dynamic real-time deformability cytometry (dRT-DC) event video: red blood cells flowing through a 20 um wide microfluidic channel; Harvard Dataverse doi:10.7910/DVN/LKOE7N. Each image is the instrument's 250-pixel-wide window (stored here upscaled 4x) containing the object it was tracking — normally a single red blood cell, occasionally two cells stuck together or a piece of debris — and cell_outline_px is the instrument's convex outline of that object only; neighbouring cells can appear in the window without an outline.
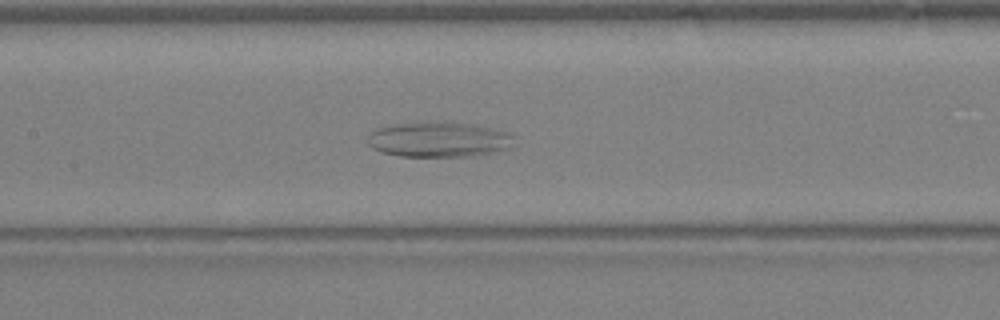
{"species": "Egyptian fruit bat (a non-hibernating species)", "species_latin": "Rousettus aegyptiacus", "temperature_condition": "warm", "stored_images_in_passage": 43, "camera_frame_rate_fps": 3000, "um_per_image_px": 0.085, "animal": {"sex": "female"}, "frame": {"image": 1, "passage_image": 20, "time_ms": 6.333, "image_size_px": [1000, 320], "cell_outline_px": [[512, 136], [508, 148], [492, 152], [472, 156], [400, 156], [384, 152], [372, 148], [368, 144], [368, 136], [376, 128], [392, 124], [436, 120], [440, 120], [472, 124], [508, 132]], "centroid_in_image_um": [37.23, 11.83], "position_along_channel_um": 170.2, "area_um2": 30.06}}
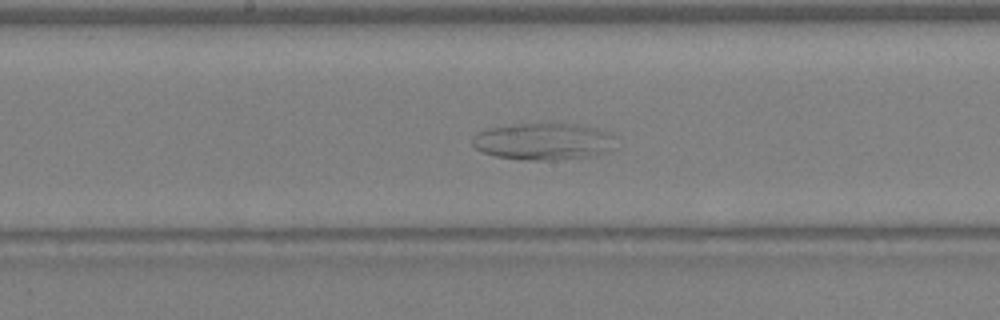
{"frame": {"image": 2, "passage_image": 22, "time_ms": 7.0, "image_size_px": [1000, 320], "cell_outline_px": [[612, 136], [608, 148], [604, 152], [592, 156], [556, 160], [524, 160], [496, 156], [484, 152], [476, 148], [472, 144], [472, 136], [476, 132], [488, 128], [508, 124], [536, 120], [552, 120], [604, 128], [612, 132]], "centroid_in_image_um": [46.14, 11.94], "position_along_channel_um": 202.1, "area_um2": 32.08}}
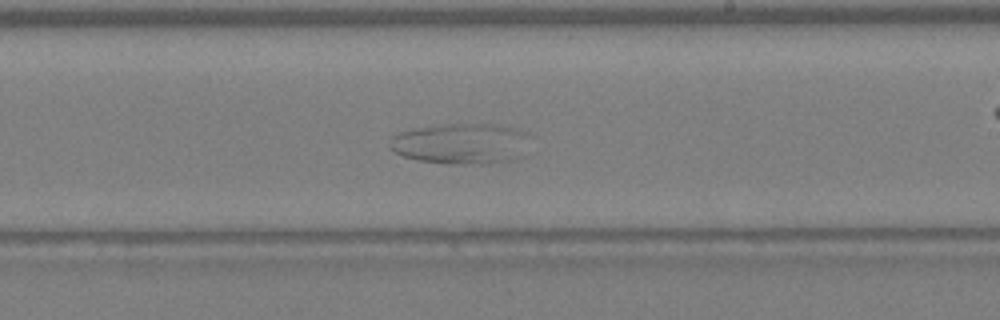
{"frame": {"image": 3, "passage_image": 25, "time_ms": 8.0, "image_size_px": [1000, 320], "cell_outline_px": [[520, 156], [512, 160], [488, 164], [448, 164], [420, 160], [404, 156], [396, 152], [388, 144], [392, 136], [400, 132], [416, 128], [440, 124], [492, 124], [512, 128], [520, 132]], "centroid_in_image_um": [39.01, 12.22], "position_along_channel_um": 250.0, "area_um2": 32.14}}